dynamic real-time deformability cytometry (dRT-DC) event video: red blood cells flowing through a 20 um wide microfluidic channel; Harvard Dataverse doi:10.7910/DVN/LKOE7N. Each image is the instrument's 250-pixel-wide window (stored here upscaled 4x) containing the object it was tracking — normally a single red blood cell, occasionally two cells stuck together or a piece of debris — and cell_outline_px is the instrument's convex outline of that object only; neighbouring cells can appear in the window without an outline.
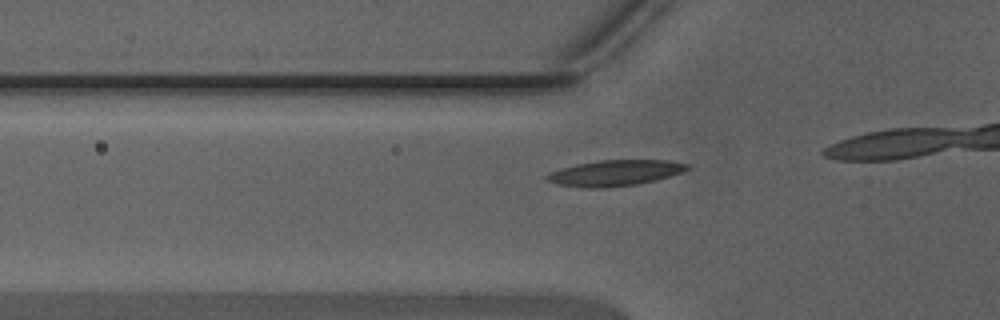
{"species": "Egyptian fruit bat (a non-hibernating species)", "species_latin": "Rousettus aegyptiacus", "temperature_condition": "warm", "stored_images_in_passage": 7, "camera_frame_rate_fps": 3000, "um_per_image_px": 0.085, "animal": {"sex": "male"}, "frame": {"image": 1, "passage_image": 2, "time_ms": 0.333, "image_size_px": [1000, 320], "cell_outline_px": [[692, 168], [684, 172], [656, 180], [636, 184], [608, 188], [588, 188], [556, 184], [544, 180], [544, 176], [548, 172], [576, 164], [600, 160], [668, 160], [692, 164]], "centroid_in_image_um": [52.29, 14.7], "position_along_channel_um": 73.5, "area_um2": 21.5}}
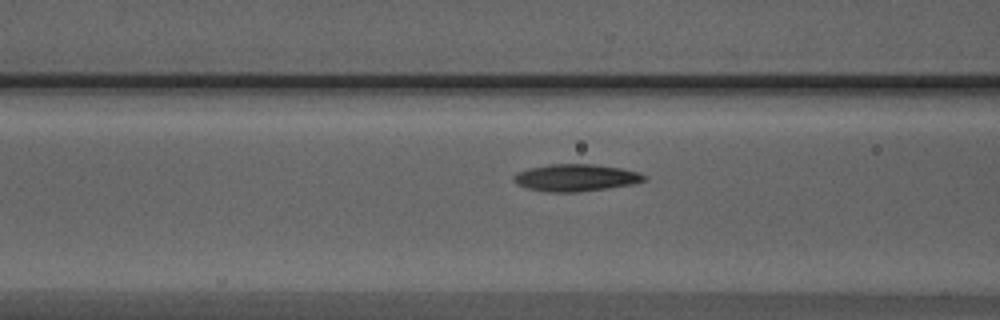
{"frame": {"image": 2, "passage_image": 5, "time_ms": 1.333, "image_size_px": [1000, 320], "cell_outline_px": [[648, 176], [644, 180], [632, 184], [608, 188], [576, 192], [544, 192], [524, 188], [516, 184], [512, 180], [512, 176], [516, 172], [528, 168], [548, 164], [592, 164], [620, 168], [640, 172]], "centroid_in_image_um": [48.87, 15.11], "position_along_channel_um": 117.7, "area_um2": 20.87}}